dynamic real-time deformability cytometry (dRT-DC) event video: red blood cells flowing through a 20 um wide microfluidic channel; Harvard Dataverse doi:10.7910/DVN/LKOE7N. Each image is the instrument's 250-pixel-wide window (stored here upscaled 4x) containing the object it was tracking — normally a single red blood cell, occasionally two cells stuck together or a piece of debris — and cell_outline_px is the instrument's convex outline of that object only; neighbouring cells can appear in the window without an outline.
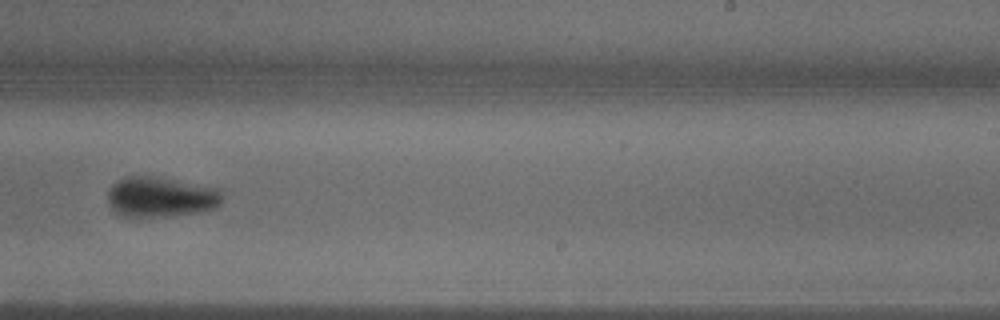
{"species": "common noctule bat (a hibernating species)", "species_latin": "Nyctalus noctula", "temperature_condition": "warm", "stored_images_in_passage": 24, "camera_frame_rate_fps": 3000, "um_per_image_px": 0.085, "animal": {"sex": "male", "body_mass_g": 18.8}, "frame": {"image": 1, "passage_image": 21, "time_ms": 6.667, "image_size_px": [1000, 320], "cell_outline_px": [[220, 204], [216, 208], [200, 212], [148, 220], [132, 220], [120, 216], [112, 208], [108, 200], [108, 192], [112, 184], [124, 176], [152, 176], [176, 180], [220, 188]], "centroid_in_image_um": [13.61, 16.8], "position_along_channel_um": 275.4, "area_um2": 27.86}}